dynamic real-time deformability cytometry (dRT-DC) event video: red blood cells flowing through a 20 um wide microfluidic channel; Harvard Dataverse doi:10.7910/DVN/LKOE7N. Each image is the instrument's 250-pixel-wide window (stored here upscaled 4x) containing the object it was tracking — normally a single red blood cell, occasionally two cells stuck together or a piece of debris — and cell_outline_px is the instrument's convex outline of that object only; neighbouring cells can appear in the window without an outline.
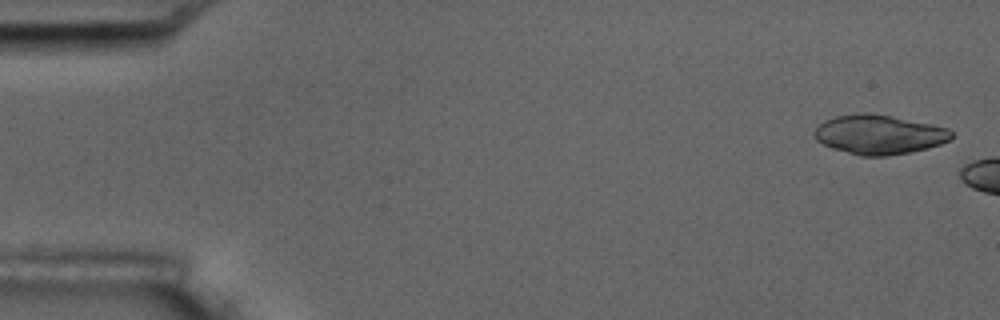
{"species": "common noctule bat (a hibernating species)", "species_latin": "Nyctalus noctula", "temperature_condition": "room temperature", "stored_images_in_passage": 4, "camera_frame_rate_fps": 3000, "um_per_image_px": 0.085, "animal": {"sex": "male", "body_mass_g": 17.5, "forearm_length_mm": 52.3}, "frame": {"image": 1, "passage_image": 1, "time_ms": 0.0, "image_size_px": [1000, 320], "cell_outline_px": [[952, 136], [948, 140], [940, 144], [928, 148], [888, 156], [860, 156], [832, 148], [816, 140], [812, 132], [824, 120], [836, 116], [864, 112], [892, 116], [932, 124], [948, 128], [952, 132]], "centroid_in_image_um": [74.7, 11.43], "position_along_channel_um": 10.3, "area_um2": 31.39}}